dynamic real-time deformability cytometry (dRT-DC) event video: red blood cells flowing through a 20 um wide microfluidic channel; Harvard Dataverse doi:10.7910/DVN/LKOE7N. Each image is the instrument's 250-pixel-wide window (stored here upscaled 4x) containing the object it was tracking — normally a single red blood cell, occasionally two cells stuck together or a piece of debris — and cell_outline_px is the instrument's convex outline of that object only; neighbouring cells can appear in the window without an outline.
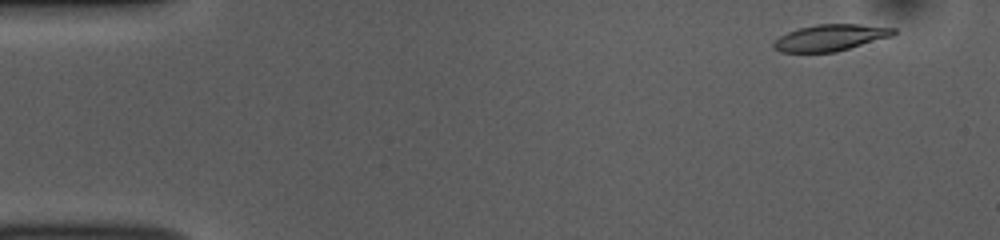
{"species": "common noctule bat (a hibernating species)", "species_latin": "Nyctalus noctula", "temperature_condition": "room temperature", "stored_images_in_passage": 50, "camera_frame_rate_fps": 3000, "um_per_image_px": 0.085, "animal": {"sex": "female", "body_mass_g": 10.0, "forearm_length_mm": 53.1}, "frame": {"image": 1, "passage_image": 2, "time_ms": 0.333, "image_size_px": [1000, 240], "cell_outline_px": [[896, 32], [892, 36], [836, 52], [780, 52], [772, 48], [772, 40], [788, 32], [800, 28], [816, 24], [860, 24], [896, 28]], "centroid_in_image_um": [70.55, 3.2], "position_along_channel_um": 14.4, "area_um2": 18.55}}
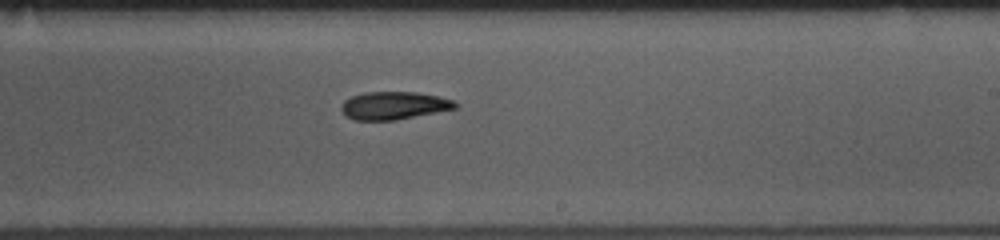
{"frame": {"image": 2, "passage_image": 29, "time_ms": 9.333, "image_size_px": [1000, 240], "cell_outline_px": [[456, 108], [396, 120], [352, 120], [344, 116], [340, 108], [340, 104], [344, 100], [352, 96], [364, 92], [416, 92], [436, 96], [452, 100], [456, 104]], "centroid_in_image_um": [33.38, 8.98], "position_along_channel_um": 255.6, "area_um2": 18.44}}
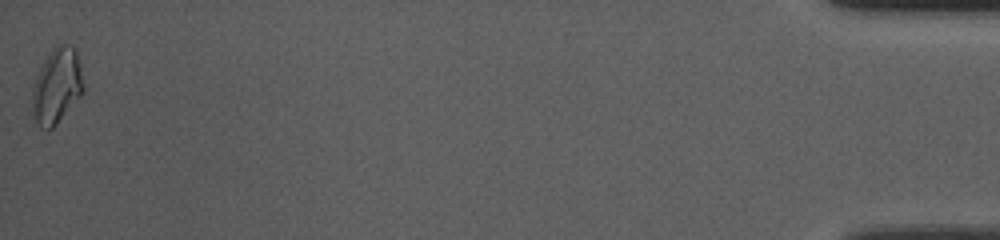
{"frame": {"image": 3, "passage_image": 50, "time_ms": 16.333, "image_size_px": [1000, 240], "cell_outline_px": [[84, 92], [56, 124], [52, 128], [40, 128], [36, 124], [32, 104], [32, 88], [36, 76], [48, 52], [56, 44], [72, 44], [76, 48], [80, 64], [84, 84]], "centroid_in_image_um": [4.84, 7.26], "position_along_channel_um": 430.4, "area_um2": 22.66}, "authors_computed_cell_mechanics": {"area_um2": 18.7561, "velocity_mm_per_s": 3.8554, "shape_relaxation_time_tau1_ms": null, "shape_relaxation_time_tau2_ms": 10.0718, "deformation_change_tau1": null, "deformation_change_tau2": 0.194}}